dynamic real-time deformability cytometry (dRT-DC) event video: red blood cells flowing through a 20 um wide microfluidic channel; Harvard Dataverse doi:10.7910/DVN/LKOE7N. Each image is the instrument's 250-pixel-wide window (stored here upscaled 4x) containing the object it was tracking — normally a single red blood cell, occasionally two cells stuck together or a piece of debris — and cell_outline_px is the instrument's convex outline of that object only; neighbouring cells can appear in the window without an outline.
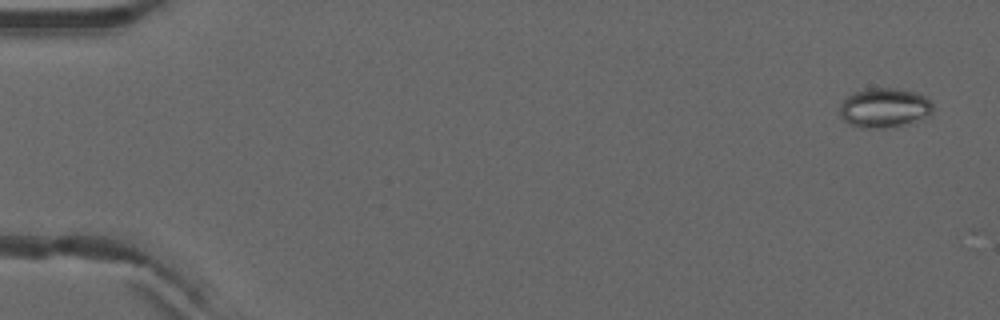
{"species": "common noctule bat (a hibernating species)", "species_latin": "Nyctalus noctula", "temperature_condition": "warm", "stored_images_in_passage": 5, "camera_frame_rate_fps": 3000, "um_per_image_px": 0.085, "animal": {"sex": "male", "forearm_length_mm": 52.5}, "frame": {"image": 1, "passage_image": 1, "time_ms": 0.0, "image_size_px": [1000, 320], "cell_outline_px": [[932, 112], [924, 120], [884, 128], [860, 128], [844, 120], [840, 116], [840, 104], [848, 96], [856, 92], [868, 88], [896, 88], [916, 92], [924, 96], [932, 104]], "centroid_in_image_um": [75.19, 9.17], "position_along_channel_um": 9.8, "area_um2": 21.44}}